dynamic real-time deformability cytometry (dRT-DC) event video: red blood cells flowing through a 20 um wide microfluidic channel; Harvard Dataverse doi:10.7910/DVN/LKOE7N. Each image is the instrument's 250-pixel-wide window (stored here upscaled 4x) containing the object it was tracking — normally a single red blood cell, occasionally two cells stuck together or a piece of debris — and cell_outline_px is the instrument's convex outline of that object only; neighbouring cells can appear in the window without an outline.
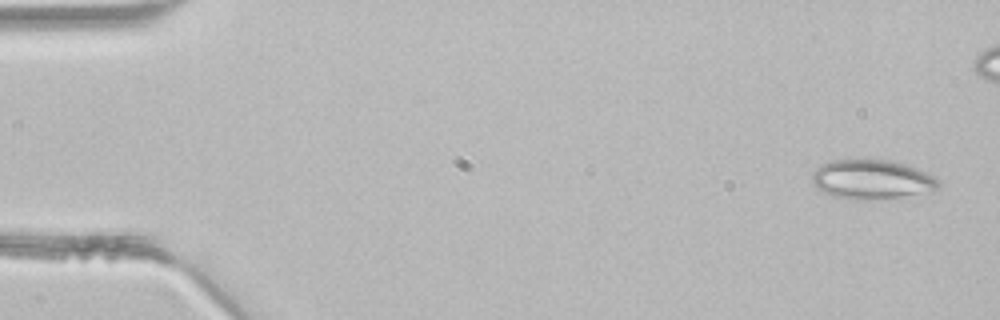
{"species": "common noctule bat (a hibernating species)", "species_latin": "Nyctalus noctula", "temperature_condition": "room temperature", "stored_images_in_passage": 4, "camera_frame_rate_fps": 3000, "um_per_image_px": 0.085, "animal": {"sex": "male", "body_mass_g": 21.5, "forearm_length_mm": 52.0}, "frame": {"image": 1, "passage_image": 1, "time_ms": 0.0, "image_size_px": [1000, 320], "cell_outline_px": [[940, 188], [932, 192], [872, 200], [856, 200], [836, 196], [820, 192], [812, 184], [812, 172], [820, 164], [832, 160], [888, 160], [904, 164], [916, 168], [936, 176], [940, 180]], "centroid_in_image_um": [74.12, 15.26], "position_along_channel_um": 10.9, "area_um2": 29.36}}